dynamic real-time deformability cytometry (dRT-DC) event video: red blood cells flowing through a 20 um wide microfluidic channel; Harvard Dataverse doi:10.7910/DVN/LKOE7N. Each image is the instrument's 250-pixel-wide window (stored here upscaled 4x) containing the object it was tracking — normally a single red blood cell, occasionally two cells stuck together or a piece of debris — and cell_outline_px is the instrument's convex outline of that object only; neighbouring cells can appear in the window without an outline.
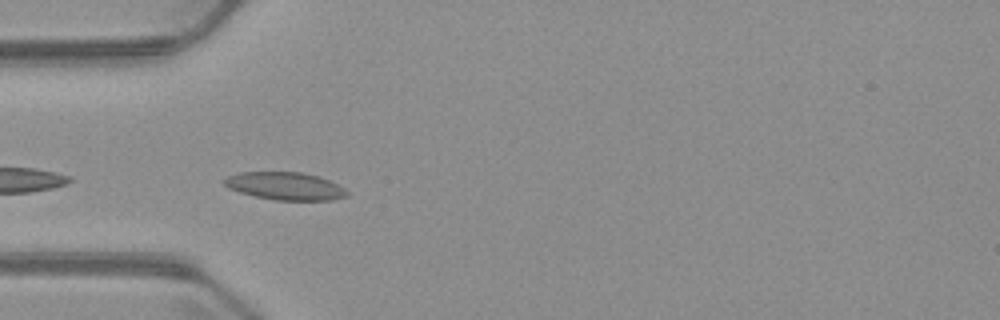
{"species": "common noctule bat (a hibernating species)", "species_latin": "Nyctalus noctula", "temperature_condition": "warm", "stored_images_in_passage": 7, "camera_frame_rate_fps": 3000, "um_per_image_px": 0.085, "animal": {"sex": "male", "body_mass_g": 23.1, "forearm_length_mm": 52.7}, "frame": {"image": 1, "passage_image": 5, "time_ms": 4.667, "image_size_px": [1000, 320], "cell_outline_px": [[348, 196], [332, 200], [276, 200], [256, 196], [240, 192], [228, 188], [220, 180], [228, 176], [240, 172], [300, 172], [320, 176], [344, 188], [348, 192]], "centroid_in_image_um": [24.22, 15.81], "position_along_channel_um": 60.8, "area_um2": 19.83}}
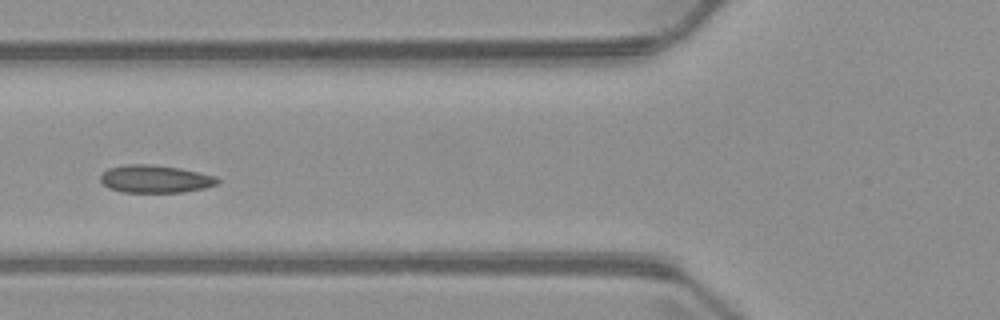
{"frame": {"image": 2, "passage_image": 6, "time_ms": 6.0, "image_size_px": [1000, 320], "cell_outline_px": [[220, 180], [216, 184], [204, 188], [184, 192], [124, 192], [108, 188], [100, 180], [100, 176], [108, 168], [124, 164], [152, 164], [180, 168], [216, 176]], "centroid_in_image_um": [13.18, 15.2], "position_along_channel_um": 112.6, "area_um2": 18.9}}
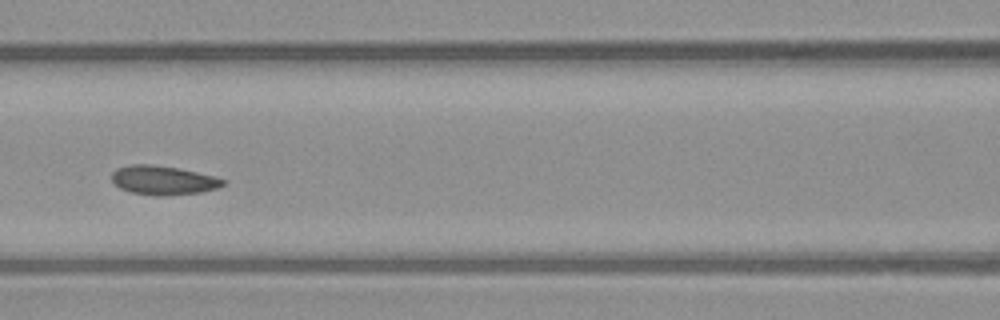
{"frame": {"image": 3, "passage_image": 7, "time_ms": 7.0, "image_size_px": [1000, 320], "cell_outline_px": [[228, 184], [220, 188], [200, 192], [156, 196], [132, 192], [120, 188], [112, 180], [112, 172], [116, 168], [132, 164], [152, 164], [176, 168], [216, 176], [224, 180]], "centroid_in_image_um": [13.9, 15.31], "position_along_channel_um": 152.7, "area_um2": 18.79}}